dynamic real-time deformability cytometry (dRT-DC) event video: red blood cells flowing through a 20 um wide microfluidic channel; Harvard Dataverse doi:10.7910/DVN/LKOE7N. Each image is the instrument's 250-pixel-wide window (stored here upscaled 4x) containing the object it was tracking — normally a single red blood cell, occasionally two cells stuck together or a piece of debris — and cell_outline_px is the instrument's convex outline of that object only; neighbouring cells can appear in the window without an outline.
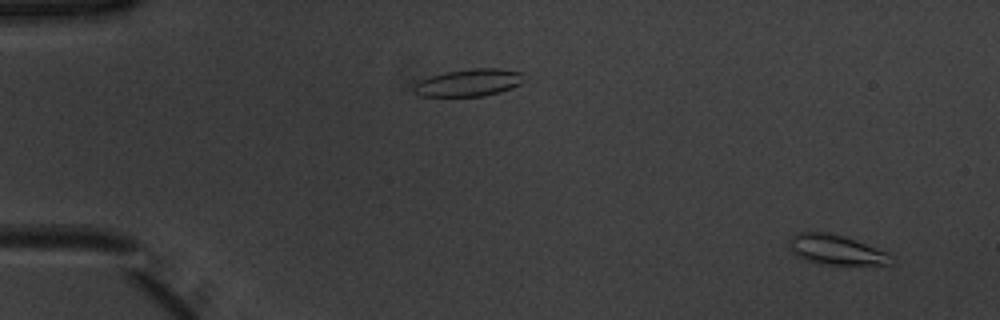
{"species": "common noctule bat (a hibernating species)", "species_latin": "Nyctalus noctula", "temperature_condition": "warm", "stored_images_in_passage": 52, "camera_frame_rate_fps": 3000, "um_per_image_px": 0.085, "animal": {"sex": "male", "body_mass_g": 20.1, "forearm_length_mm": 53.5}, "frame": {"image": 1, "passage_image": 3, "time_ms": 0.667, "image_size_px": [1000, 320], "cell_outline_px": [[896, 264], [820, 264], [808, 260], [792, 252], [788, 244], [788, 240], [796, 232], [828, 232], [888, 252]], "centroid_in_image_um": [71.05, 21.23], "position_along_channel_um": 14.0, "area_um2": 17.34}}
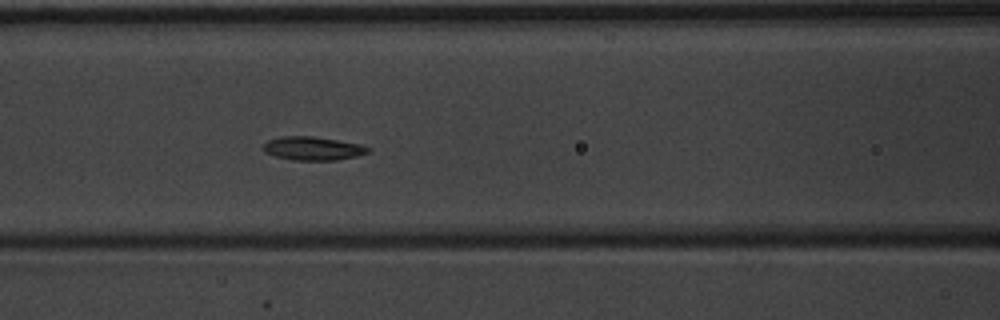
{"frame": {"image": 2, "passage_image": 23, "time_ms": 7.333, "image_size_px": [1000, 320], "cell_outline_px": [[372, 148], [368, 152], [356, 156], [336, 160], [292, 160], [276, 156], [264, 152], [264, 144], [268, 140], [280, 136], [312, 136], [360, 144]], "centroid_in_image_um": [26.59, 12.61], "position_along_channel_um": 140.0, "area_um2": 14.28}}
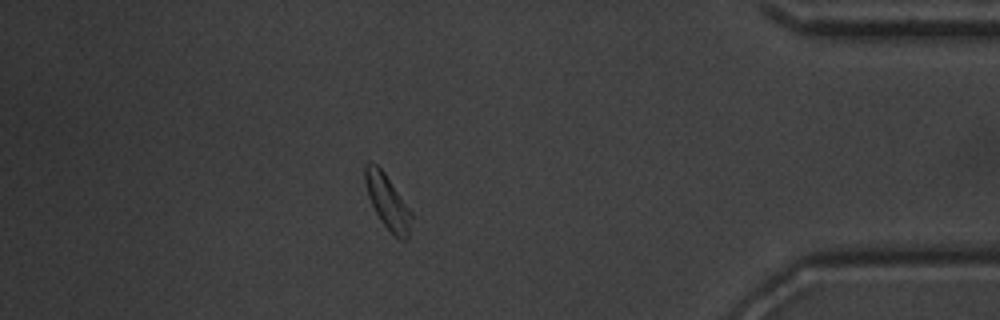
{"frame": {"image": 3, "passage_image": 46, "time_ms": 15.0, "image_size_px": [1000, 320], "cell_outline_px": [[412, 216], [408, 236], [404, 240], [400, 240], [380, 220], [368, 196], [364, 180], [364, 164], [368, 160], [376, 164], [384, 172], [412, 212]], "centroid_in_image_um": [32.91, 17.1], "position_along_channel_um": 402.3, "area_um2": 14.45}, "authors_computed_cell_mechanics": {"area_um2": 14.45, "velocity_mm_per_s": 3.8951, "shape_relaxation_time_tau1_ms": 1.5002, "shape_relaxation_time_tau2_ms": 6.0726, "deformation_change_tau1": 0.0829, "deformation_change_tau2": 0.093}}